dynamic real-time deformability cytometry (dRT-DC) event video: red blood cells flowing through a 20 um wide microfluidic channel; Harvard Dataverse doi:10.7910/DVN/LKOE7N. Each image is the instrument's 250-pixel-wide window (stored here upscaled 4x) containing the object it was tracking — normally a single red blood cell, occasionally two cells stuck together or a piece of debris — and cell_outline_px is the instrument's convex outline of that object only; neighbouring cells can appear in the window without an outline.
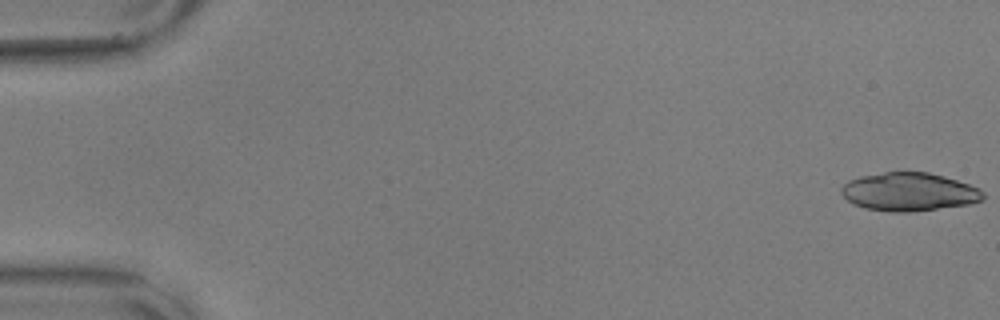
{"species": "common noctule bat (a hibernating species)", "species_latin": "Nyctalus noctula", "temperature_condition": "warm", "stored_images_in_passage": 37, "camera_frame_rate_fps": 3000, "um_per_image_px": 0.085, "animal": {"sex": "male", "body_mass_g": 17.9, "forearm_length_mm": 54.2}, "frame": {"image": 1, "passage_image": 1, "time_ms": 0.0, "image_size_px": [1000, 320], "cell_outline_px": [[984, 200], [968, 204], [908, 212], [892, 212], [864, 208], [852, 204], [840, 192], [840, 188], [848, 180], [860, 176], [884, 172], [928, 172], [944, 176], [980, 188], [984, 192]], "centroid_in_image_um": [77.25, 16.3], "position_along_channel_um": 7.7, "area_um2": 31.67}}
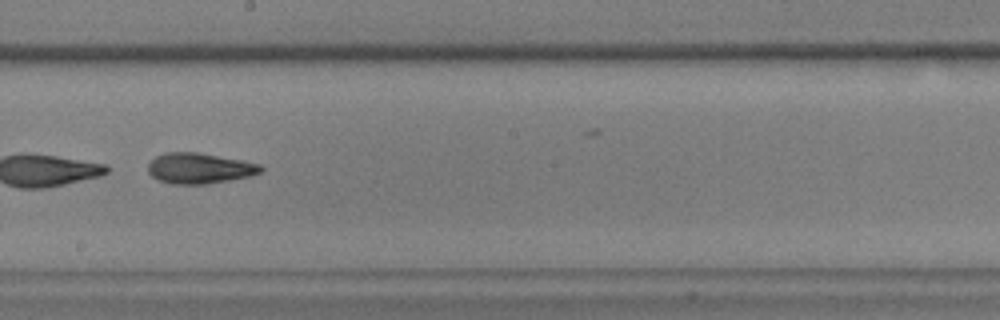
{"frame": {"image": 2, "passage_image": 33, "time_ms": 10.667, "image_size_px": [1000, 320], "cell_outline_px": [[264, 168], [260, 172], [252, 176], [208, 184], [172, 184], [156, 180], [148, 172], [148, 164], [156, 156], [164, 152], [196, 152], [244, 160], [260, 164]], "centroid_in_image_um": [16.96, 14.31], "position_along_channel_um": 231.2, "area_um2": 20.35}}